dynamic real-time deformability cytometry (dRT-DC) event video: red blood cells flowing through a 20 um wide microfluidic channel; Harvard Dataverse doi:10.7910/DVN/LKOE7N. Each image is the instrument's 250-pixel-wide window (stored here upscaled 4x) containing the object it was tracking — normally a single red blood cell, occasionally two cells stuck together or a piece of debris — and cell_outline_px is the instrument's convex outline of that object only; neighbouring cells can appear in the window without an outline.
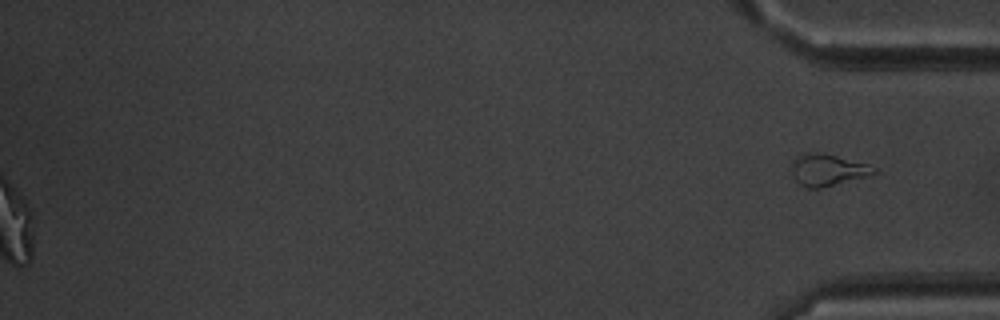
{"species": "common noctule bat (a hibernating species)", "species_latin": "Nyctalus noctula", "temperature_condition": "warm", "stored_images_in_passage": 52, "segment_of_instrument_passage": [2, 2], "camera_frame_rate_fps": 3000, "um_per_image_px": 0.085, "animal": {"sex": "male", "body_mass_g": 20.1, "forearm_length_mm": 53.5}, "frame": {"image": 1, "passage_image": 52, "time_ms": 17.0, "image_size_px": [1000, 320], "cell_outline_px": [[876, 172], [868, 176], [824, 188], [808, 188], [800, 184], [796, 180], [792, 172], [792, 160], [796, 156], [804, 152], [824, 152], [868, 164], [876, 168]], "centroid_in_image_um": [70.34, 14.43], "position_along_channel_um": 364.9, "area_um2": 15.49}}